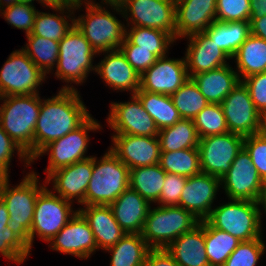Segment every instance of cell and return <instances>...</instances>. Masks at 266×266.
Listing matches in <instances>:
<instances>
[{"instance_id":"6da1fadb","label":"cell","mask_w":266,"mask_h":266,"mask_svg":"<svg viewBox=\"0 0 266 266\" xmlns=\"http://www.w3.org/2000/svg\"><path fill=\"white\" fill-rule=\"evenodd\" d=\"M90 116L78 89H60L57 95L41 99L34 134V158L46 145L77 129Z\"/></svg>"},{"instance_id":"7a4b0ae2","label":"cell","mask_w":266,"mask_h":266,"mask_svg":"<svg viewBox=\"0 0 266 266\" xmlns=\"http://www.w3.org/2000/svg\"><path fill=\"white\" fill-rule=\"evenodd\" d=\"M39 94L0 97V125L32 161L34 134L40 113Z\"/></svg>"},{"instance_id":"3957f363","label":"cell","mask_w":266,"mask_h":266,"mask_svg":"<svg viewBox=\"0 0 266 266\" xmlns=\"http://www.w3.org/2000/svg\"><path fill=\"white\" fill-rule=\"evenodd\" d=\"M85 6L86 15L74 17V25L91 44L97 55L101 52L119 49L125 38L126 25L119 21L111 11L99 3H79L74 9L82 10Z\"/></svg>"},{"instance_id":"277c9868","label":"cell","mask_w":266,"mask_h":266,"mask_svg":"<svg viewBox=\"0 0 266 266\" xmlns=\"http://www.w3.org/2000/svg\"><path fill=\"white\" fill-rule=\"evenodd\" d=\"M38 175L32 171L26 173L23 180L15 187L8 179L2 188L0 198L6 204L10 220L7 225L30 249V231L36 199L46 187L40 184ZM40 184V185H39Z\"/></svg>"},{"instance_id":"5b68a950","label":"cell","mask_w":266,"mask_h":266,"mask_svg":"<svg viewBox=\"0 0 266 266\" xmlns=\"http://www.w3.org/2000/svg\"><path fill=\"white\" fill-rule=\"evenodd\" d=\"M96 51L75 25L59 41V57L54 73L57 79L65 82L61 89L77 90L73 84L85 83L90 71L95 72ZM70 83V85L68 84ZM82 83V84H81Z\"/></svg>"},{"instance_id":"8992f818","label":"cell","mask_w":266,"mask_h":266,"mask_svg":"<svg viewBox=\"0 0 266 266\" xmlns=\"http://www.w3.org/2000/svg\"><path fill=\"white\" fill-rule=\"evenodd\" d=\"M130 169L109 149L93 157L92 178L85 193V206L110 205L129 188Z\"/></svg>"},{"instance_id":"52a82bcc","label":"cell","mask_w":266,"mask_h":266,"mask_svg":"<svg viewBox=\"0 0 266 266\" xmlns=\"http://www.w3.org/2000/svg\"><path fill=\"white\" fill-rule=\"evenodd\" d=\"M200 223L180 206L150 207L142 237L151 249H166L175 239Z\"/></svg>"},{"instance_id":"ba28073f","label":"cell","mask_w":266,"mask_h":266,"mask_svg":"<svg viewBox=\"0 0 266 266\" xmlns=\"http://www.w3.org/2000/svg\"><path fill=\"white\" fill-rule=\"evenodd\" d=\"M258 202L230 199L215 206L206 219L214 228L225 231L239 241H249L263 236L262 214Z\"/></svg>"},{"instance_id":"9c48e42d","label":"cell","mask_w":266,"mask_h":266,"mask_svg":"<svg viewBox=\"0 0 266 266\" xmlns=\"http://www.w3.org/2000/svg\"><path fill=\"white\" fill-rule=\"evenodd\" d=\"M108 6L125 18L127 26L163 30L176 41V4L173 1L124 0L120 5Z\"/></svg>"},{"instance_id":"30bf717a","label":"cell","mask_w":266,"mask_h":266,"mask_svg":"<svg viewBox=\"0 0 266 266\" xmlns=\"http://www.w3.org/2000/svg\"><path fill=\"white\" fill-rule=\"evenodd\" d=\"M46 186L36 199L30 231V251L35 236L49 244L50 240L69 222L77 213L73 210V203L55 194Z\"/></svg>"},{"instance_id":"8fae6325","label":"cell","mask_w":266,"mask_h":266,"mask_svg":"<svg viewBox=\"0 0 266 266\" xmlns=\"http://www.w3.org/2000/svg\"><path fill=\"white\" fill-rule=\"evenodd\" d=\"M98 122L90 116L77 129L46 145L31 162L34 163L40 156L43 157L47 154L49 156V164L44 172L47 173L48 177L53 171L92 157L85 156L90 141L88 133L89 131L94 132L102 129Z\"/></svg>"},{"instance_id":"7c38bea8","label":"cell","mask_w":266,"mask_h":266,"mask_svg":"<svg viewBox=\"0 0 266 266\" xmlns=\"http://www.w3.org/2000/svg\"><path fill=\"white\" fill-rule=\"evenodd\" d=\"M46 76L22 49L15 50L0 69V97L39 94Z\"/></svg>"},{"instance_id":"4fadbf2b","label":"cell","mask_w":266,"mask_h":266,"mask_svg":"<svg viewBox=\"0 0 266 266\" xmlns=\"http://www.w3.org/2000/svg\"><path fill=\"white\" fill-rule=\"evenodd\" d=\"M229 132L250 136L264 130L266 119L256 109L241 81L221 102Z\"/></svg>"},{"instance_id":"5bb4252c","label":"cell","mask_w":266,"mask_h":266,"mask_svg":"<svg viewBox=\"0 0 266 266\" xmlns=\"http://www.w3.org/2000/svg\"><path fill=\"white\" fill-rule=\"evenodd\" d=\"M244 138L231 132L199 138L201 171L221 179L243 149Z\"/></svg>"},{"instance_id":"9a60e30c","label":"cell","mask_w":266,"mask_h":266,"mask_svg":"<svg viewBox=\"0 0 266 266\" xmlns=\"http://www.w3.org/2000/svg\"><path fill=\"white\" fill-rule=\"evenodd\" d=\"M130 99L128 102H112L109 106L106 121L114 134L158 136L159 129L139 98L131 94Z\"/></svg>"},{"instance_id":"2e32d148","label":"cell","mask_w":266,"mask_h":266,"mask_svg":"<svg viewBox=\"0 0 266 266\" xmlns=\"http://www.w3.org/2000/svg\"><path fill=\"white\" fill-rule=\"evenodd\" d=\"M263 181L253 166L250 154L243 149L231 164L229 171L221 178V186L228 200H250L257 202Z\"/></svg>"},{"instance_id":"e0dca14e","label":"cell","mask_w":266,"mask_h":266,"mask_svg":"<svg viewBox=\"0 0 266 266\" xmlns=\"http://www.w3.org/2000/svg\"><path fill=\"white\" fill-rule=\"evenodd\" d=\"M189 74L185 58H158L140 77V89L151 93L171 96L187 80Z\"/></svg>"},{"instance_id":"ac0fdd59","label":"cell","mask_w":266,"mask_h":266,"mask_svg":"<svg viewBox=\"0 0 266 266\" xmlns=\"http://www.w3.org/2000/svg\"><path fill=\"white\" fill-rule=\"evenodd\" d=\"M113 146L109 150L129 169L158 164L160 143L158 136L113 134Z\"/></svg>"},{"instance_id":"d6986e66","label":"cell","mask_w":266,"mask_h":266,"mask_svg":"<svg viewBox=\"0 0 266 266\" xmlns=\"http://www.w3.org/2000/svg\"><path fill=\"white\" fill-rule=\"evenodd\" d=\"M49 243L53 251L73 255L82 260L90 258L98 249L92 229L79 211Z\"/></svg>"},{"instance_id":"ffe728a7","label":"cell","mask_w":266,"mask_h":266,"mask_svg":"<svg viewBox=\"0 0 266 266\" xmlns=\"http://www.w3.org/2000/svg\"><path fill=\"white\" fill-rule=\"evenodd\" d=\"M92 170L93 156L53 171L44 182L46 185L53 182L51 189L63 199L72 203L75 199L85 206V193L92 178Z\"/></svg>"},{"instance_id":"44dd1931","label":"cell","mask_w":266,"mask_h":266,"mask_svg":"<svg viewBox=\"0 0 266 266\" xmlns=\"http://www.w3.org/2000/svg\"><path fill=\"white\" fill-rule=\"evenodd\" d=\"M220 185V178L207 173L201 172L188 177L179 199V206L191 212L200 221L206 220L214 208L212 205Z\"/></svg>"},{"instance_id":"7402d4cb","label":"cell","mask_w":266,"mask_h":266,"mask_svg":"<svg viewBox=\"0 0 266 266\" xmlns=\"http://www.w3.org/2000/svg\"><path fill=\"white\" fill-rule=\"evenodd\" d=\"M217 0L176 2V40L204 32L216 21Z\"/></svg>"},{"instance_id":"603a6c76","label":"cell","mask_w":266,"mask_h":266,"mask_svg":"<svg viewBox=\"0 0 266 266\" xmlns=\"http://www.w3.org/2000/svg\"><path fill=\"white\" fill-rule=\"evenodd\" d=\"M104 59L97 63L95 73L114 91H131L136 94L140 89V75L128 63L120 49L101 52Z\"/></svg>"},{"instance_id":"cb8c5ba5","label":"cell","mask_w":266,"mask_h":266,"mask_svg":"<svg viewBox=\"0 0 266 266\" xmlns=\"http://www.w3.org/2000/svg\"><path fill=\"white\" fill-rule=\"evenodd\" d=\"M185 61L189 77L227 65L231 59L205 32L186 37Z\"/></svg>"},{"instance_id":"d4e9b609","label":"cell","mask_w":266,"mask_h":266,"mask_svg":"<svg viewBox=\"0 0 266 266\" xmlns=\"http://www.w3.org/2000/svg\"><path fill=\"white\" fill-rule=\"evenodd\" d=\"M109 206L126 234L142 233L151 205L136 191L129 187Z\"/></svg>"},{"instance_id":"484cf974","label":"cell","mask_w":266,"mask_h":266,"mask_svg":"<svg viewBox=\"0 0 266 266\" xmlns=\"http://www.w3.org/2000/svg\"><path fill=\"white\" fill-rule=\"evenodd\" d=\"M78 211L89 223L98 250L112 247L126 234L115 220L109 205H87Z\"/></svg>"},{"instance_id":"4316f807","label":"cell","mask_w":266,"mask_h":266,"mask_svg":"<svg viewBox=\"0 0 266 266\" xmlns=\"http://www.w3.org/2000/svg\"><path fill=\"white\" fill-rule=\"evenodd\" d=\"M205 247L203 220L175 239L166 250L179 266H210Z\"/></svg>"},{"instance_id":"83f0119b","label":"cell","mask_w":266,"mask_h":266,"mask_svg":"<svg viewBox=\"0 0 266 266\" xmlns=\"http://www.w3.org/2000/svg\"><path fill=\"white\" fill-rule=\"evenodd\" d=\"M190 78L211 104H221L225 97L241 82L236 70L229 64L198 73Z\"/></svg>"},{"instance_id":"f1b7e54d","label":"cell","mask_w":266,"mask_h":266,"mask_svg":"<svg viewBox=\"0 0 266 266\" xmlns=\"http://www.w3.org/2000/svg\"><path fill=\"white\" fill-rule=\"evenodd\" d=\"M50 9L59 14L56 12L55 14L54 12L51 14L38 11L35 17L32 32L27 35H36L46 39L55 40L57 42L63 39V37L74 25V5L70 4L69 6H60Z\"/></svg>"},{"instance_id":"f546056e","label":"cell","mask_w":266,"mask_h":266,"mask_svg":"<svg viewBox=\"0 0 266 266\" xmlns=\"http://www.w3.org/2000/svg\"><path fill=\"white\" fill-rule=\"evenodd\" d=\"M232 59L240 81L244 78L266 72V41L252 34L238 48Z\"/></svg>"},{"instance_id":"4dcf8cb0","label":"cell","mask_w":266,"mask_h":266,"mask_svg":"<svg viewBox=\"0 0 266 266\" xmlns=\"http://www.w3.org/2000/svg\"><path fill=\"white\" fill-rule=\"evenodd\" d=\"M204 32L232 60L238 48L251 34V29L250 22L247 21H214Z\"/></svg>"},{"instance_id":"1f68e13d","label":"cell","mask_w":266,"mask_h":266,"mask_svg":"<svg viewBox=\"0 0 266 266\" xmlns=\"http://www.w3.org/2000/svg\"><path fill=\"white\" fill-rule=\"evenodd\" d=\"M150 249L142 234H125L105 252L111 254L110 266H143Z\"/></svg>"},{"instance_id":"d6a6232c","label":"cell","mask_w":266,"mask_h":266,"mask_svg":"<svg viewBox=\"0 0 266 266\" xmlns=\"http://www.w3.org/2000/svg\"><path fill=\"white\" fill-rule=\"evenodd\" d=\"M166 172L158 164L130 169L129 187L151 205L156 203L164 186Z\"/></svg>"},{"instance_id":"836d02e7","label":"cell","mask_w":266,"mask_h":266,"mask_svg":"<svg viewBox=\"0 0 266 266\" xmlns=\"http://www.w3.org/2000/svg\"><path fill=\"white\" fill-rule=\"evenodd\" d=\"M161 152L198 148L199 136L193 119L181 118L173 126L159 130Z\"/></svg>"},{"instance_id":"e575fe53","label":"cell","mask_w":266,"mask_h":266,"mask_svg":"<svg viewBox=\"0 0 266 266\" xmlns=\"http://www.w3.org/2000/svg\"><path fill=\"white\" fill-rule=\"evenodd\" d=\"M135 95L139 98L143 108L154 119L159 130L173 126L181 119L171 96L142 91L141 89Z\"/></svg>"},{"instance_id":"d590c367","label":"cell","mask_w":266,"mask_h":266,"mask_svg":"<svg viewBox=\"0 0 266 266\" xmlns=\"http://www.w3.org/2000/svg\"><path fill=\"white\" fill-rule=\"evenodd\" d=\"M125 38L135 45V49H149L158 58L167 56L169 47L176 42L163 30L139 26H126Z\"/></svg>"},{"instance_id":"8d00e7d4","label":"cell","mask_w":266,"mask_h":266,"mask_svg":"<svg viewBox=\"0 0 266 266\" xmlns=\"http://www.w3.org/2000/svg\"><path fill=\"white\" fill-rule=\"evenodd\" d=\"M204 237L210 266H223L241 242L229 233L214 228L207 220H204Z\"/></svg>"},{"instance_id":"74e56055","label":"cell","mask_w":266,"mask_h":266,"mask_svg":"<svg viewBox=\"0 0 266 266\" xmlns=\"http://www.w3.org/2000/svg\"><path fill=\"white\" fill-rule=\"evenodd\" d=\"M159 165L166 173L191 177L201 173L198 148L161 152Z\"/></svg>"},{"instance_id":"f35d334b","label":"cell","mask_w":266,"mask_h":266,"mask_svg":"<svg viewBox=\"0 0 266 266\" xmlns=\"http://www.w3.org/2000/svg\"><path fill=\"white\" fill-rule=\"evenodd\" d=\"M28 43L21 49L45 74L52 73L59 57V42L36 35H26Z\"/></svg>"},{"instance_id":"ab89813d","label":"cell","mask_w":266,"mask_h":266,"mask_svg":"<svg viewBox=\"0 0 266 266\" xmlns=\"http://www.w3.org/2000/svg\"><path fill=\"white\" fill-rule=\"evenodd\" d=\"M10 220L6 204L0 198V254L17 264H22L31 252L29 247L7 227Z\"/></svg>"},{"instance_id":"60d3db41","label":"cell","mask_w":266,"mask_h":266,"mask_svg":"<svg viewBox=\"0 0 266 266\" xmlns=\"http://www.w3.org/2000/svg\"><path fill=\"white\" fill-rule=\"evenodd\" d=\"M171 99L179 115L184 119H194L210 104L191 78L171 95Z\"/></svg>"},{"instance_id":"b9f144b4","label":"cell","mask_w":266,"mask_h":266,"mask_svg":"<svg viewBox=\"0 0 266 266\" xmlns=\"http://www.w3.org/2000/svg\"><path fill=\"white\" fill-rule=\"evenodd\" d=\"M199 138L229 132L221 104H209L193 119Z\"/></svg>"},{"instance_id":"7bdbcfd3","label":"cell","mask_w":266,"mask_h":266,"mask_svg":"<svg viewBox=\"0 0 266 266\" xmlns=\"http://www.w3.org/2000/svg\"><path fill=\"white\" fill-rule=\"evenodd\" d=\"M262 238L261 236L240 242L223 266H256L266 250V244Z\"/></svg>"},{"instance_id":"ee69618b","label":"cell","mask_w":266,"mask_h":266,"mask_svg":"<svg viewBox=\"0 0 266 266\" xmlns=\"http://www.w3.org/2000/svg\"><path fill=\"white\" fill-rule=\"evenodd\" d=\"M37 12L32 4L16 3L0 10V15L14 28L25 30L27 35L32 32Z\"/></svg>"},{"instance_id":"f6af8a7d","label":"cell","mask_w":266,"mask_h":266,"mask_svg":"<svg viewBox=\"0 0 266 266\" xmlns=\"http://www.w3.org/2000/svg\"><path fill=\"white\" fill-rule=\"evenodd\" d=\"M251 20L250 0H217L216 21L236 22Z\"/></svg>"},{"instance_id":"bcb514c9","label":"cell","mask_w":266,"mask_h":266,"mask_svg":"<svg viewBox=\"0 0 266 266\" xmlns=\"http://www.w3.org/2000/svg\"><path fill=\"white\" fill-rule=\"evenodd\" d=\"M244 148L250 154L253 166L262 179L266 181V132L252 134L244 138Z\"/></svg>"},{"instance_id":"7dc6e473","label":"cell","mask_w":266,"mask_h":266,"mask_svg":"<svg viewBox=\"0 0 266 266\" xmlns=\"http://www.w3.org/2000/svg\"><path fill=\"white\" fill-rule=\"evenodd\" d=\"M119 49L140 76L158 59L149 49H135V45L131 44L126 38H124Z\"/></svg>"},{"instance_id":"c3c4849f","label":"cell","mask_w":266,"mask_h":266,"mask_svg":"<svg viewBox=\"0 0 266 266\" xmlns=\"http://www.w3.org/2000/svg\"><path fill=\"white\" fill-rule=\"evenodd\" d=\"M186 176L166 173L164 186L162 188L160 198L157 201V205L160 206H179V199L182 193L185 183L187 181Z\"/></svg>"},{"instance_id":"681fc988","label":"cell","mask_w":266,"mask_h":266,"mask_svg":"<svg viewBox=\"0 0 266 266\" xmlns=\"http://www.w3.org/2000/svg\"><path fill=\"white\" fill-rule=\"evenodd\" d=\"M242 82L248 88L256 109L266 119V72L250 75Z\"/></svg>"},{"instance_id":"f907efd6","label":"cell","mask_w":266,"mask_h":266,"mask_svg":"<svg viewBox=\"0 0 266 266\" xmlns=\"http://www.w3.org/2000/svg\"><path fill=\"white\" fill-rule=\"evenodd\" d=\"M17 152L19 160L24 162L28 166H31V160L23 152V150L11 139V137L3 130L0 125V168L4 170L8 175L9 167L12 158L14 157V152ZM13 156V157H12Z\"/></svg>"},{"instance_id":"816d5d0a","label":"cell","mask_w":266,"mask_h":266,"mask_svg":"<svg viewBox=\"0 0 266 266\" xmlns=\"http://www.w3.org/2000/svg\"><path fill=\"white\" fill-rule=\"evenodd\" d=\"M143 266H179L166 249H150Z\"/></svg>"},{"instance_id":"f5cc1de1","label":"cell","mask_w":266,"mask_h":266,"mask_svg":"<svg viewBox=\"0 0 266 266\" xmlns=\"http://www.w3.org/2000/svg\"><path fill=\"white\" fill-rule=\"evenodd\" d=\"M251 34L266 41V15L250 20Z\"/></svg>"},{"instance_id":"db71d44e","label":"cell","mask_w":266,"mask_h":266,"mask_svg":"<svg viewBox=\"0 0 266 266\" xmlns=\"http://www.w3.org/2000/svg\"><path fill=\"white\" fill-rule=\"evenodd\" d=\"M251 18L263 17L266 15V0H250Z\"/></svg>"},{"instance_id":"11a10c76","label":"cell","mask_w":266,"mask_h":266,"mask_svg":"<svg viewBox=\"0 0 266 266\" xmlns=\"http://www.w3.org/2000/svg\"><path fill=\"white\" fill-rule=\"evenodd\" d=\"M41 5L48 8H56L60 6H69L70 3L67 0H36Z\"/></svg>"},{"instance_id":"9f6ffc18","label":"cell","mask_w":266,"mask_h":266,"mask_svg":"<svg viewBox=\"0 0 266 266\" xmlns=\"http://www.w3.org/2000/svg\"><path fill=\"white\" fill-rule=\"evenodd\" d=\"M257 202L259 208L262 207L261 209H263L264 213L266 214V181H264L262 184L261 193Z\"/></svg>"},{"instance_id":"6f0895ef","label":"cell","mask_w":266,"mask_h":266,"mask_svg":"<svg viewBox=\"0 0 266 266\" xmlns=\"http://www.w3.org/2000/svg\"><path fill=\"white\" fill-rule=\"evenodd\" d=\"M9 177L10 175L0 168V194L2 192L4 183L9 179Z\"/></svg>"},{"instance_id":"680465c9","label":"cell","mask_w":266,"mask_h":266,"mask_svg":"<svg viewBox=\"0 0 266 266\" xmlns=\"http://www.w3.org/2000/svg\"><path fill=\"white\" fill-rule=\"evenodd\" d=\"M16 0H0V10L12 6L13 4H16Z\"/></svg>"},{"instance_id":"91938a15","label":"cell","mask_w":266,"mask_h":266,"mask_svg":"<svg viewBox=\"0 0 266 266\" xmlns=\"http://www.w3.org/2000/svg\"><path fill=\"white\" fill-rule=\"evenodd\" d=\"M124 0H101L103 5H120Z\"/></svg>"},{"instance_id":"94428289","label":"cell","mask_w":266,"mask_h":266,"mask_svg":"<svg viewBox=\"0 0 266 266\" xmlns=\"http://www.w3.org/2000/svg\"><path fill=\"white\" fill-rule=\"evenodd\" d=\"M70 4H79V3H86V2H90V3H95L94 0H67Z\"/></svg>"},{"instance_id":"6125c7cd","label":"cell","mask_w":266,"mask_h":266,"mask_svg":"<svg viewBox=\"0 0 266 266\" xmlns=\"http://www.w3.org/2000/svg\"><path fill=\"white\" fill-rule=\"evenodd\" d=\"M16 1L17 3H29V4L34 5L33 3L35 0H16Z\"/></svg>"},{"instance_id":"be15d7a7","label":"cell","mask_w":266,"mask_h":266,"mask_svg":"<svg viewBox=\"0 0 266 266\" xmlns=\"http://www.w3.org/2000/svg\"><path fill=\"white\" fill-rule=\"evenodd\" d=\"M171 1H173L174 3H176V2H178V1H180V0H171Z\"/></svg>"},{"instance_id":"e7e4bbea","label":"cell","mask_w":266,"mask_h":266,"mask_svg":"<svg viewBox=\"0 0 266 266\" xmlns=\"http://www.w3.org/2000/svg\"><path fill=\"white\" fill-rule=\"evenodd\" d=\"M264 131L266 132V121H265Z\"/></svg>"}]
</instances>
